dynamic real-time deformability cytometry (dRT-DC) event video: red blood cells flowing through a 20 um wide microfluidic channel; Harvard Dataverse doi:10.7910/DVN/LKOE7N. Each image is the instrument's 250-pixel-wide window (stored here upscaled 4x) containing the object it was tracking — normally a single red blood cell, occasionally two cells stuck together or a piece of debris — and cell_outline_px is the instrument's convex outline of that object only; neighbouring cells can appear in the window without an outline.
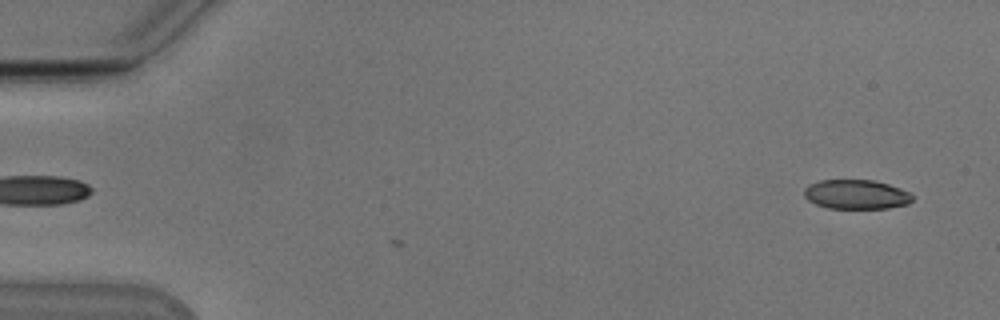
{"species": "Egyptian fruit bat (a non-hibernating species)", "species_latin": "Rousettus aegyptiacus", "temperature_condition": "cold", "stored_images_in_passage": 52, "camera_frame_rate_fps": 3000, "um_per_image_px": 0.085, "animal": {"sex": "male"}, "frame": {"image": 1, "passage_image": 2, "time_ms": 0.333, "image_size_px": [1000, 320], "cell_outline_px": [[912, 200], [908, 204], [888, 208], [828, 208], [816, 204], [808, 200], [804, 196], [804, 188], [808, 184], [820, 180], [872, 180], [888, 184], [900, 188], [908, 192], [912, 196]], "centroid_in_image_um": [72.75, 16.52], "position_along_channel_um": 12.3, "area_um2": 18.5}}
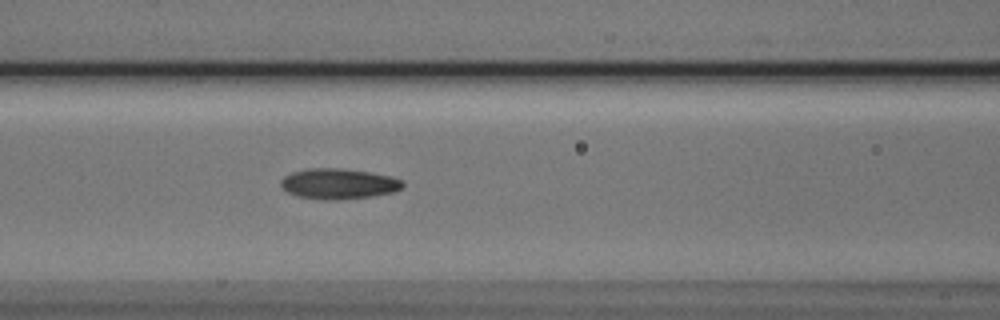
{"frame": {"image": 2, "passage_image": 22, "time_ms": 7.0, "image_size_px": [1000, 320], "cell_outline_px": [[404, 188], [392, 192], [372, 196], [336, 200], [324, 200], [296, 196], [288, 192], [280, 184], [280, 180], [284, 176], [292, 172], [308, 168], [344, 168], [392, 176], [404, 180]], "centroid_in_image_um": [28.8, 15.61], "position_along_channel_um": 137.8, "area_um2": 21.85}}
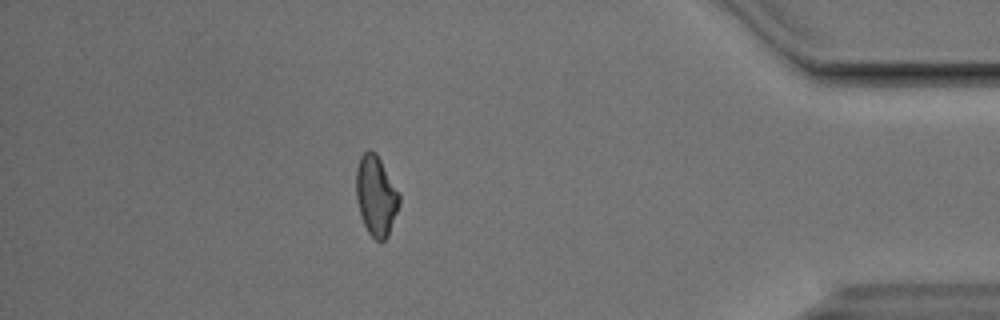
{"frame": {"image": 3, "passage_image": 46, "time_ms": 15.0, "image_size_px": [1000, 320], "cell_outline_px": [[400, 204], [388, 236], [384, 240], [376, 240], [368, 232], [360, 216], [356, 196], [356, 168], [360, 156], [368, 148], [376, 152], [400, 196]], "centroid_in_image_um": [31.94, 16.62], "position_along_channel_um": 403.3, "area_um2": 20.06}, "authors_computed_cell_mechanics": {"area_um2": 20.3167, "velocity_mm_per_s": 3.8357, "shape_relaxation_time_tau1_ms": 3.3065, "shape_relaxation_time_tau2_ms": 2.0167, "deformation_change_tau1": 0.1121, "deformation_change_tau2": 0.0766}}